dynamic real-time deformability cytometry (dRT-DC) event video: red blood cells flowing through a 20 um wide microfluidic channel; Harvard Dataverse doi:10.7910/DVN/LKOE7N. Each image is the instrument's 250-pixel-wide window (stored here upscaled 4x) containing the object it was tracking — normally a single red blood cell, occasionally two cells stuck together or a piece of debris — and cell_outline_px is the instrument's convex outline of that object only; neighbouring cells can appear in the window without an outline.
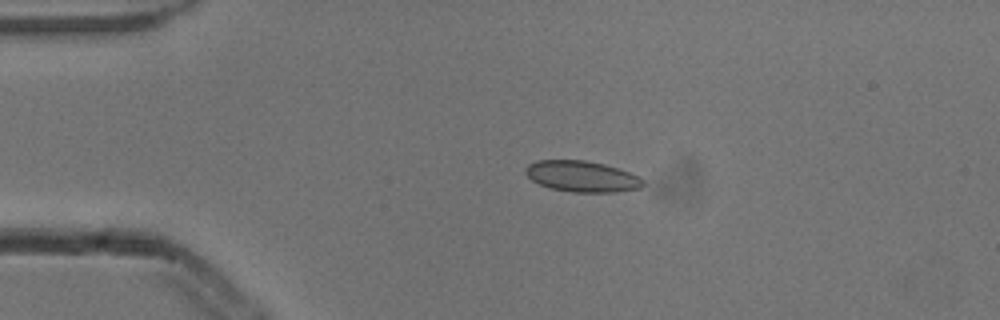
{"species": "common noctule bat (a hibernating species)", "species_latin": "Nyctalus noctula", "temperature_condition": "cold", "stored_images_in_passage": 3, "camera_frame_rate_fps": 3000, "um_per_image_px": 0.085, "animal": {"sex": "male", "body_mass_g": 13.3}, "frame": {"image": 1, "passage_image": 2, "time_ms": 0.333, "image_size_px": [1000, 320], "cell_outline_px": [[644, 184], [640, 188], [616, 192], [572, 192], [552, 188], [540, 184], [532, 180], [524, 172], [524, 168], [528, 164], [536, 160], [584, 160], [604, 164], [640, 176], [644, 180]], "centroid_in_image_um": [49.46, 14.99], "position_along_channel_um": 35.5, "area_um2": 21.21}}